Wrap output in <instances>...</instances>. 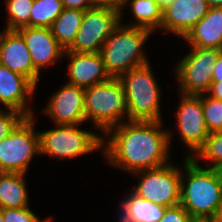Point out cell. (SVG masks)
I'll return each mask as SVG.
<instances>
[{
	"instance_id": "cell-1",
	"label": "cell",
	"mask_w": 222,
	"mask_h": 222,
	"mask_svg": "<svg viewBox=\"0 0 222 222\" xmlns=\"http://www.w3.org/2000/svg\"><path fill=\"white\" fill-rule=\"evenodd\" d=\"M125 122L105 133L109 137L108 141L103 138L102 144L105 162L132 175L170 162L173 134L170 129L163 130V121Z\"/></svg>"
},
{
	"instance_id": "cell-2",
	"label": "cell",
	"mask_w": 222,
	"mask_h": 222,
	"mask_svg": "<svg viewBox=\"0 0 222 222\" xmlns=\"http://www.w3.org/2000/svg\"><path fill=\"white\" fill-rule=\"evenodd\" d=\"M198 163L184 156L180 205L194 220H211L222 202V170L205 169Z\"/></svg>"
},
{
	"instance_id": "cell-3",
	"label": "cell",
	"mask_w": 222,
	"mask_h": 222,
	"mask_svg": "<svg viewBox=\"0 0 222 222\" xmlns=\"http://www.w3.org/2000/svg\"><path fill=\"white\" fill-rule=\"evenodd\" d=\"M122 20L108 35L100 54L111 78H119L133 68L149 63L142 51L152 31L134 26L122 25Z\"/></svg>"
},
{
	"instance_id": "cell-4",
	"label": "cell",
	"mask_w": 222,
	"mask_h": 222,
	"mask_svg": "<svg viewBox=\"0 0 222 222\" xmlns=\"http://www.w3.org/2000/svg\"><path fill=\"white\" fill-rule=\"evenodd\" d=\"M118 79L125 91L129 120L163 121L160 104L161 89L150 62L131 69Z\"/></svg>"
},
{
	"instance_id": "cell-5",
	"label": "cell",
	"mask_w": 222,
	"mask_h": 222,
	"mask_svg": "<svg viewBox=\"0 0 222 222\" xmlns=\"http://www.w3.org/2000/svg\"><path fill=\"white\" fill-rule=\"evenodd\" d=\"M84 109L86 121L105 134L110 128L129 121L126 95L118 78L85 88Z\"/></svg>"
},
{
	"instance_id": "cell-6",
	"label": "cell",
	"mask_w": 222,
	"mask_h": 222,
	"mask_svg": "<svg viewBox=\"0 0 222 222\" xmlns=\"http://www.w3.org/2000/svg\"><path fill=\"white\" fill-rule=\"evenodd\" d=\"M78 126L56 125V128L38 132L40 155L59 160L75 159L102 150L103 136Z\"/></svg>"
},
{
	"instance_id": "cell-7",
	"label": "cell",
	"mask_w": 222,
	"mask_h": 222,
	"mask_svg": "<svg viewBox=\"0 0 222 222\" xmlns=\"http://www.w3.org/2000/svg\"><path fill=\"white\" fill-rule=\"evenodd\" d=\"M34 115L26 117L7 137L0 141V172L27 174L30 162L40 155L39 133Z\"/></svg>"
},
{
	"instance_id": "cell-8",
	"label": "cell",
	"mask_w": 222,
	"mask_h": 222,
	"mask_svg": "<svg viewBox=\"0 0 222 222\" xmlns=\"http://www.w3.org/2000/svg\"><path fill=\"white\" fill-rule=\"evenodd\" d=\"M182 169L167 163L163 166L134 173L138 185L132 191L138 197L155 204L171 207L180 204Z\"/></svg>"
},
{
	"instance_id": "cell-9",
	"label": "cell",
	"mask_w": 222,
	"mask_h": 222,
	"mask_svg": "<svg viewBox=\"0 0 222 222\" xmlns=\"http://www.w3.org/2000/svg\"><path fill=\"white\" fill-rule=\"evenodd\" d=\"M190 52L176 64L179 95L206 94L212 84L214 63L219 49L190 47Z\"/></svg>"
},
{
	"instance_id": "cell-10",
	"label": "cell",
	"mask_w": 222,
	"mask_h": 222,
	"mask_svg": "<svg viewBox=\"0 0 222 222\" xmlns=\"http://www.w3.org/2000/svg\"><path fill=\"white\" fill-rule=\"evenodd\" d=\"M120 11L93 7L84 12L73 44L66 50L75 53H98L106 38L120 23Z\"/></svg>"
},
{
	"instance_id": "cell-11",
	"label": "cell",
	"mask_w": 222,
	"mask_h": 222,
	"mask_svg": "<svg viewBox=\"0 0 222 222\" xmlns=\"http://www.w3.org/2000/svg\"><path fill=\"white\" fill-rule=\"evenodd\" d=\"M180 98L176 112V125L182 143L188 148L186 152L191 151L186 153L185 157L192 158L204 145L209 135L203 114L202 95L181 94Z\"/></svg>"
},
{
	"instance_id": "cell-12",
	"label": "cell",
	"mask_w": 222,
	"mask_h": 222,
	"mask_svg": "<svg viewBox=\"0 0 222 222\" xmlns=\"http://www.w3.org/2000/svg\"><path fill=\"white\" fill-rule=\"evenodd\" d=\"M84 92V88L65 83L52 94L43 113L52 118L55 125H80L86 122Z\"/></svg>"
},
{
	"instance_id": "cell-13",
	"label": "cell",
	"mask_w": 222,
	"mask_h": 222,
	"mask_svg": "<svg viewBox=\"0 0 222 222\" xmlns=\"http://www.w3.org/2000/svg\"><path fill=\"white\" fill-rule=\"evenodd\" d=\"M0 64L25 76L38 86L40 73L34 68L30 51L16 30L0 32Z\"/></svg>"
},
{
	"instance_id": "cell-14",
	"label": "cell",
	"mask_w": 222,
	"mask_h": 222,
	"mask_svg": "<svg viewBox=\"0 0 222 222\" xmlns=\"http://www.w3.org/2000/svg\"><path fill=\"white\" fill-rule=\"evenodd\" d=\"M36 88L28 78L0 64V104L5 109L32 117L33 109L28 106V100H32Z\"/></svg>"
},
{
	"instance_id": "cell-15",
	"label": "cell",
	"mask_w": 222,
	"mask_h": 222,
	"mask_svg": "<svg viewBox=\"0 0 222 222\" xmlns=\"http://www.w3.org/2000/svg\"><path fill=\"white\" fill-rule=\"evenodd\" d=\"M64 56L69 61L67 72L69 80L66 82L67 84L85 89L111 79L106 72L100 52L75 53L65 50Z\"/></svg>"
},
{
	"instance_id": "cell-16",
	"label": "cell",
	"mask_w": 222,
	"mask_h": 222,
	"mask_svg": "<svg viewBox=\"0 0 222 222\" xmlns=\"http://www.w3.org/2000/svg\"><path fill=\"white\" fill-rule=\"evenodd\" d=\"M16 31L23 37L30 51L32 64L39 73L64 57L65 49L54 38L50 28L26 26Z\"/></svg>"
},
{
	"instance_id": "cell-17",
	"label": "cell",
	"mask_w": 222,
	"mask_h": 222,
	"mask_svg": "<svg viewBox=\"0 0 222 222\" xmlns=\"http://www.w3.org/2000/svg\"><path fill=\"white\" fill-rule=\"evenodd\" d=\"M206 0H174L163 11L160 30L183 38L209 11Z\"/></svg>"
},
{
	"instance_id": "cell-18",
	"label": "cell",
	"mask_w": 222,
	"mask_h": 222,
	"mask_svg": "<svg viewBox=\"0 0 222 222\" xmlns=\"http://www.w3.org/2000/svg\"><path fill=\"white\" fill-rule=\"evenodd\" d=\"M190 47L222 48V7H210L207 14L182 38Z\"/></svg>"
},
{
	"instance_id": "cell-19",
	"label": "cell",
	"mask_w": 222,
	"mask_h": 222,
	"mask_svg": "<svg viewBox=\"0 0 222 222\" xmlns=\"http://www.w3.org/2000/svg\"><path fill=\"white\" fill-rule=\"evenodd\" d=\"M119 207V222H159L167 208L140 198L132 191L121 201Z\"/></svg>"
},
{
	"instance_id": "cell-20",
	"label": "cell",
	"mask_w": 222,
	"mask_h": 222,
	"mask_svg": "<svg viewBox=\"0 0 222 222\" xmlns=\"http://www.w3.org/2000/svg\"><path fill=\"white\" fill-rule=\"evenodd\" d=\"M24 173L0 172V207H29V193Z\"/></svg>"
},
{
	"instance_id": "cell-21",
	"label": "cell",
	"mask_w": 222,
	"mask_h": 222,
	"mask_svg": "<svg viewBox=\"0 0 222 222\" xmlns=\"http://www.w3.org/2000/svg\"><path fill=\"white\" fill-rule=\"evenodd\" d=\"M131 8L133 22L125 24L127 26L146 28L152 32L160 29L163 20V11L160 9L156 0H126L120 10V19L123 18L125 7Z\"/></svg>"
},
{
	"instance_id": "cell-22",
	"label": "cell",
	"mask_w": 222,
	"mask_h": 222,
	"mask_svg": "<svg viewBox=\"0 0 222 222\" xmlns=\"http://www.w3.org/2000/svg\"><path fill=\"white\" fill-rule=\"evenodd\" d=\"M84 12L77 9L63 8V11L50 27L52 35L65 50L73 44L82 24Z\"/></svg>"
},
{
	"instance_id": "cell-23",
	"label": "cell",
	"mask_w": 222,
	"mask_h": 222,
	"mask_svg": "<svg viewBox=\"0 0 222 222\" xmlns=\"http://www.w3.org/2000/svg\"><path fill=\"white\" fill-rule=\"evenodd\" d=\"M62 11V0H34L29 27L50 28Z\"/></svg>"
},
{
	"instance_id": "cell-24",
	"label": "cell",
	"mask_w": 222,
	"mask_h": 222,
	"mask_svg": "<svg viewBox=\"0 0 222 222\" xmlns=\"http://www.w3.org/2000/svg\"><path fill=\"white\" fill-rule=\"evenodd\" d=\"M34 0H5L8 19L5 30H18L29 26L30 12Z\"/></svg>"
},
{
	"instance_id": "cell-25",
	"label": "cell",
	"mask_w": 222,
	"mask_h": 222,
	"mask_svg": "<svg viewBox=\"0 0 222 222\" xmlns=\"http://www.w3.org/2000/svg\"><path fill=\"white\" fill-rule=\"evenodd\" d=\"M192 159L208 161L212 164L207 168L222 170V131L210 133Z\"/></svg>"
},
{
	"instance_id": "cell-26",
	"label": "cell",
	"mask_w": 222,
	"mask_h": 222,
	"mask_svg": "<svg viewBox=\"0 0 222 222\" xmlns=\"http://www.w3.org/2000/svg\"><path fill=\"white\" fill-rule=\"evenodd\" d=\"M202 108L209 134L222 131V100L202 94Z\"/></svg>"
},
{
	"instance_id": "cell-27",
	"label": "cell",
	"mask_w": 222,
	"mask_h": 222,
	"mask_svg": "<svg viewBox=\"0 0 222 222\" xmlns=\"http://www.w3.org/2000/svg\"><path fill=\"white\" fill-rule=\"evenodd\" d=\"M51 217L40 220L29 207L3 209L4 222H50Z\"/></svg>"
},
{
	"instance_id": "cell-28",
	"label": "cell",
	"mask_w": 222,
	"mask_h": 222,
	"mask_svg": "<svg viewBox=\"0 0 222 222\" xmlns=\"http://www.w3.org/2000/svg\"><path fill=\"white\" fill-rule=\"evenodd\" d=\"M26 116L19 111L0 109V141L7 137Z\"/></svg>"
},
{
	"instance_id": "cell-29",
	"label": "cell",
	"mask_w": 222,
	"mask_h": 222,
	"mask_svg": "<svg viewBox=\"0 0 222 222\" xmlns=\"http://www.w3.org/2000/svg\"><path fill=\"white\" fill-rule=\"evenodd\" d=\"M191 215L180 205L166 208L164 217L159 222H193Z\"/></svg>"
},
{
	"instance_id": "cell-30",
	"label": "cell",
	"mask_w": 222,
	"mask_h": 222,
	"mask_svg": "<svg viewBox=\"0 0 222 222\" xmlns=\"http://www.w3.org/2000/svg\"><path fill=\"white\" fill-rule=\"evenodd\" d=\"M63 8L86 11L93 8L91 0H62Z\"/></svg>"
},
{
	"instance_id": "cell-31",
	"label": "cell",
	"mask_w": 222,
	"mask_h": 222,
	"mask_svg": "<svg viewBox=\"0 0 222 222\" xmlns=\"http://www.w3.org/2000/svg\"><path fill=\"white\" fill-rule=\"evenodd\" d=\"M93 7L121 10L122 4L118 0H91Z\"/></svg>"
},
{
	"instance_id": "cell-32",
	"label": "cell",
	"mask_w": 222,
	"mask_h": 222,
	"mask_svg": "<svg viewBox=\"0 0 222 222\" xmlns=\"http://www.w3.org/2000/svg\"><path fill=\"white\" fill-rule=\"evenodd\" d=\"M222 81V51H219L217 61L214 63L212 82Z\"/></svg>"
},
{
	"instance_id": "cell-33",
	"label": "cell",
	"mask_w": 222,
	"mask_h": 222,
	"mask_svg": "<svg viewBox=\"0 0 222 222\" xmlns=\"http://www.w3.org/2000/svg\"><path fill=\"white\" fill-rule=\"evenodd\" d=\"M206 94L214 99L222 100V81L212 82Z\"/></svg>"
},
{
	"instance_id": "cell-34",
	"label": "cell",
	"mask_w": 222,
	"mask_h": 222,
	"mask_svg": "<svg viewBox=\"0 0 222 222\" xmlns=\"http://www.w3.org/2000/svg\"><path fill=\"white\" fill-rule=\"evenodd\" d=\"M211 222H222V202L217 208L214 217L210 220Z\"/></svg>"
},
{
	"instance_id": "cell-35",
	"label": "cell",
	"mask_w": 222,
	"mask_h": 222,
	"mask_svg": "<svg viewBox=\"0 0 222 222\" xmlns=\"http://www.w3.org/2000/svg\"><path fill=\"white\" fill-rule=\"evenodd\" d=\"M160 9L164 11L174 0H156Z\"/></svg>"
},
{
	"instance_id": "cell-36",
	"label": "cell",
	"mask_w": 222,
	"mask_h": 222,
	"mask_svg": "<svg viewBox=\"0 0 222 222\" xmlns=\"http://www.w3.org/2000/svg\"><path fill=\"white\" fill-rule=\"evenodd\" d=\"M210 7H222V0H206Z\"/></svg>"
},
{
	"instance_id": "cell-37",
	"label": "cell",
	"mask_w": 222,
	"mask_h": 222,
	"mask_svg": "<svg viewBox=\"0 0 222 222\" xmlns=\"http://www.w3.org/2000/svg\"><path fill=\"white\" fill-rule=\"evenodd\" d=\"M0 222H4L3 220V209L0 207Z\"/></svg>"
},
{
	"instance_id": "cell-38",
	"label": "cell",
	"mask_w": 222,
	"mask_h": 222,
	"mask_svg": "<svg viewBox=\"0 0 222 222\" xmlns=\"http://www.w3.org/2000/svg\"><path fill=\"white\" fill-rule=\"evenodd\" d=\"M193 222H211L210 220H194Z\"/></svg>"
},
{
	"instance_id": "cell-39",
	"label": "cell",
	"mask_w": 222,
	"mask_h": 222,
	"mask_svg": "<svg viewBox=\"0 0 222 222\" xmlns=\"http://www.w3.org/2000/svg\"><path fill=\"white\" fill-rule=\"evenodd\" d=\"M121 4H123L126 0H118Z\"/></svg>"
}]
</instances>
